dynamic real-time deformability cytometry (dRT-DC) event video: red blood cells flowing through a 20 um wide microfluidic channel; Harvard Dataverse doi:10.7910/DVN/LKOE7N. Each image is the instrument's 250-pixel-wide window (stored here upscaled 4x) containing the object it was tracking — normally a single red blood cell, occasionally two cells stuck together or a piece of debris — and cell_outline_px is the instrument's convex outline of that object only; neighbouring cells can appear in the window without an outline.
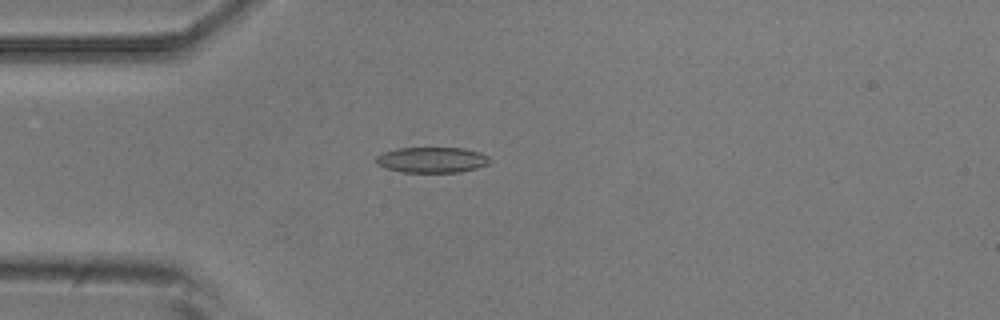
{"species": "common noctule bat (a hibernating species)", "species_latin": "Nyctalus noctula", "temperature_condition": "room temperature", "stored_images_in_passage": 4, "camera_frame_rate_fps": 3000, "um_per_image_px": 0.085, "animal": {"sex": "male", "body_mass_g": 20.5, "forearm_length_mm": 52.5}, "frame": {"image": 1, "passage_image": 4, "time_ms": 1.0, "image_size_px": [1000, 320], "cell_outline_px": [[492, 160], [488, 164], [476, 168], [460, 172], [400, 172], [376, 164], [376, 156], [384, 152], [396, 148], [464, 148], [480, 152], [488, 156]], "centroid_in_image_um": [36.73, 13.58], "position_along_channel_um": 48.3, "area_um2": 16.99}}